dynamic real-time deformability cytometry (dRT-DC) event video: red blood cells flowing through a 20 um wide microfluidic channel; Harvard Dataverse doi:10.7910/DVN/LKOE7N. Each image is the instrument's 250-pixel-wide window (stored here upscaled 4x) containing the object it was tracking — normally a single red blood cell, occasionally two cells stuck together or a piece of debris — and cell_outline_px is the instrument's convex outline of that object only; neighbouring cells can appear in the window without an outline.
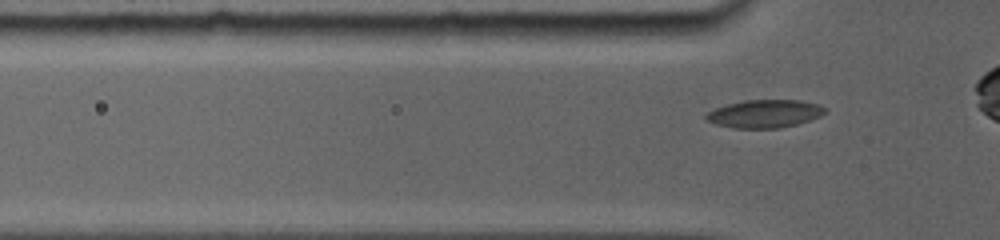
{"species": "common noctule bat (a hibernating species)", "species_latin": "Nyctalus noctula", "temperature_condition": "room temperature", "stored_images_in_passage": 81, "camera_frame_rate_fps": 5000, "um_per_image_px": 0.085, "animal": {"sex": "female", "body_mass_g": 19.0, "forearm_length_mm": 56.7}, "frame": {"image": 1, "passage_image": 9, "time_ms": 1.2, "image_size_px": [1000, 240], "cell_outline_px": [[824, 112], [820, 116], [796, 124], [780, 128], [732, 128], [716, 124], [708, 120], [704, 116], [708, 112], [716, 108], [728, 104], [744, 100], [800, 100], [820, 104], [824, 108]], "centroid_in_image_um": [64.98, 9.66], "position_along_channel_um": 60.8, "area_um2": 19.19}}
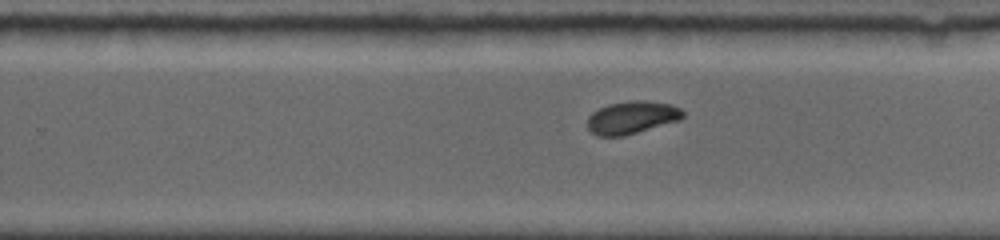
{"frame": {"image": 2, "passage_image": 43, "time_ms": 6.8, "image_size_px": [1000, 240], "cell_outline_px": [[684, 116], [680, 120], [624, 136], [596, 136], [588, 128], [588, 116], [592, 112], [608, 104], [632, 100], [648, 100], [672, 104], [680, 108], [684, 112]], "centroid_in_image_um": [53.72, 9.98], "position_along_channel_um": 276.1, "area_um2": 18.32}}
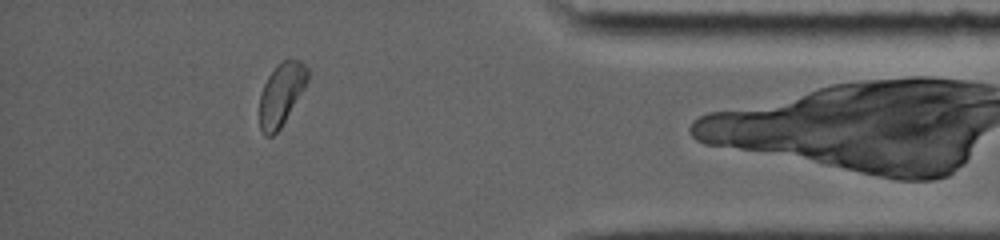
{"frame": {"image": 3, "passage_image": 71, "time_ms": 10.8, "image_size_px": [1000, 240], "cell_outline_px": [[308, 80], [304, 88], [280, 128], [272, 136], [264, 136], [260, 128], [260, 92], [268, 76], [276, 64], [288, 56], [300, 60], [308, 68]], "centroid_in_image_um": [23.9, 7.94], "position_along_channel_um": 411.3, "area_um2": 17.63}}